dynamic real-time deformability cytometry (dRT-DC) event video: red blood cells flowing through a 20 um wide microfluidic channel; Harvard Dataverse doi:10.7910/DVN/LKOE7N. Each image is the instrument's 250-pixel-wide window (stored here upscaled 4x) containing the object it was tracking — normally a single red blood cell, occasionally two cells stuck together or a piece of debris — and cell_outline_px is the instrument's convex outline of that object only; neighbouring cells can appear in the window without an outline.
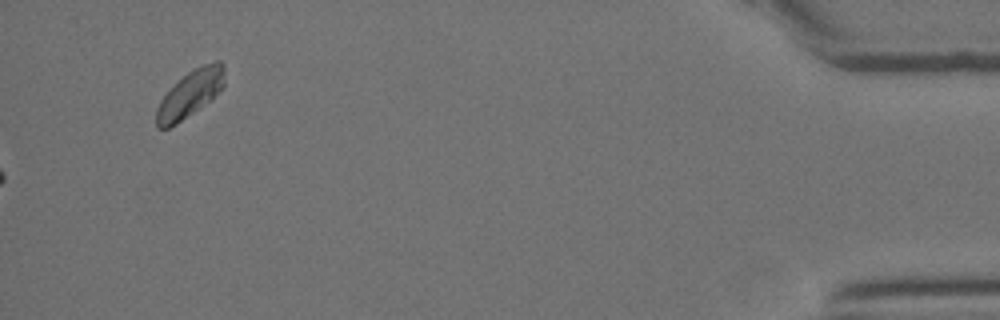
{"species": "Egyptian fruit bat (a non-hibernating species)", "species_latin": "Rousettus aegyptiacus", "temperature_condition": "room temperature", "stored_images_in_passage": 33, "camera_frame_rate_fps": 3000, "um_per_image_px": 0.085, "animal": {"sex": "female"}, "frame": {"image": 1, "passage_image": 33, "time_ms": 10.667, "image_size_px": [1000, 320], "cell_outline_px": [[224, 84], [212, 100], [176, 124], [168, 128], [156, 128], [156, 108], [160, 100], [188, 72], [200, 64], [216, 60], [220, 60], [224, 64]], "centroid_in_image_um": [16.19, 7.96], "position_along_channel_um": 419.0, "area_um2": 18.5}}